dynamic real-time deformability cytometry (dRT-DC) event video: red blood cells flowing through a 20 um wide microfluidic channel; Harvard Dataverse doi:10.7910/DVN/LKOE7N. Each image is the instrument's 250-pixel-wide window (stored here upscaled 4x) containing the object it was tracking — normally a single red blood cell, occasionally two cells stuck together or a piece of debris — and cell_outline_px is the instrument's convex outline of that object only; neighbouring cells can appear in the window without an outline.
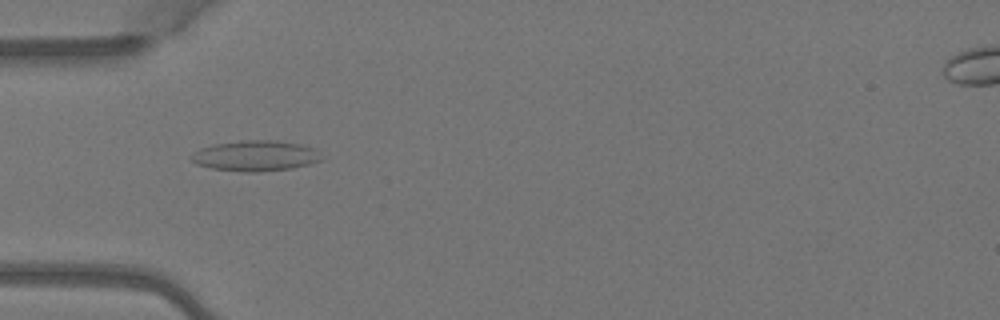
{"species": "Egyptian fruit bat (a non-hibernating species)", "species_latin": "Rousettus aegyptiacus", "temperature_condition": "warm", "stored_images_in_passage": 4, "camera_frame_rate_fps": 3000, "um_per_image_px": 0.085, "animal": {"sex": "female"}, "frame": {"image": 1, "passage_image": 3, "time_ms": 0.667, "image_size_px": [1000, 320], "cell_outline_px": [[324, 156], [320, 160], [308, 164], [292, 168], [260, 172], [244, 172], [212, 168], [196, 164], [188, 156], [192, 152], [200, 148], [216, 144], [240, 140], [276, 140], [300, 144], [312, 148]], "centroid_in_image_um": [21.68, 13.24], "position_along_channel_um": 63.3, "area_um2": 23.24}}
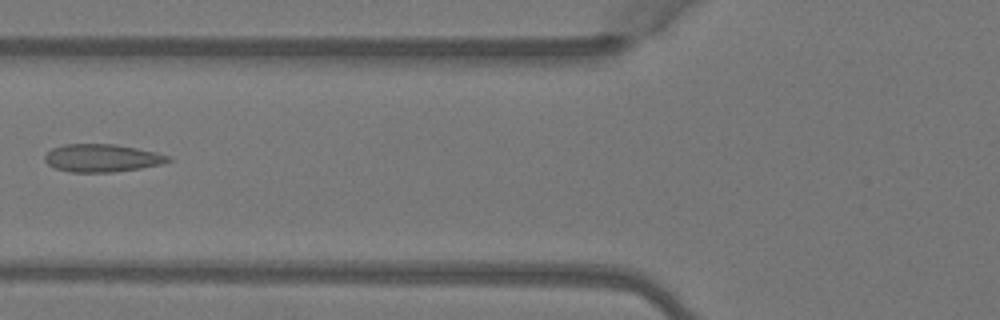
{"frame": {"image": 2, "passage_image": 4, "time_ms": 1.0, "image_size_px": [1000, 320], "cell_outline_px": [[172, 160], [160, 164], [140, 168], [116, 172], [72, 172], [56, 168], [48, 164], [44, 160], [44, 156], [52, 148], [64, 144], [116, 144], [156, 152], [172, 156]], "centroid_in_image_um": [8.69, 13.43], "position_along_channel_um": 117.1, "area_um2": 20.0}}